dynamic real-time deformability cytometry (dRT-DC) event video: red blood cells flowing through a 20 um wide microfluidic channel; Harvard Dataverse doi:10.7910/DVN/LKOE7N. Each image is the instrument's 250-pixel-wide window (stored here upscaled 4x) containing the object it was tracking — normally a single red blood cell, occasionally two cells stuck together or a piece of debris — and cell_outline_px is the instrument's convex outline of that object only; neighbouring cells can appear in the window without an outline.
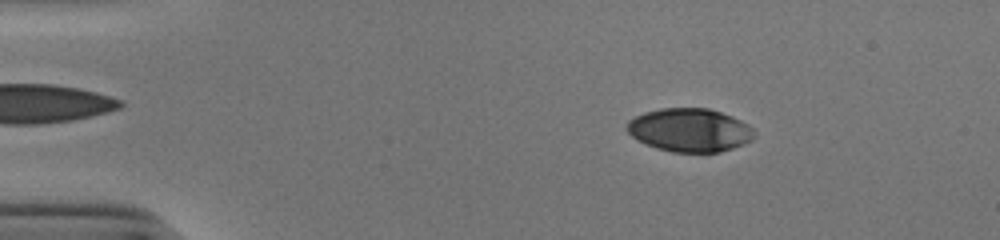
{"species": "human", "species_latin": "Homo sapiens", "temperature_condition": "cold", "stored_images_in_passage": 53, "camera_frame_rate_fps": 3000, "um_per_image_px": 0.085, "donor": {"sex": "male"}, "frame": {"image": 1, "passage_image": 9, "time_ms": 2.667, "image_size_px": [1000, 240], "cell_outline_px": [[752, 140], [744, 144], [720, 152], [672, 152], [656, 148], [644, 144], [636, 140], [624, 128], [628, 120], [644, 112], [660, 108], [708, 108], [732, 116], [740, 120], [752, 128]], "centroid_in_image_um": [58.56, 11.06], "position_along_channel_um": 26.4, "area_um2": 32.25}}
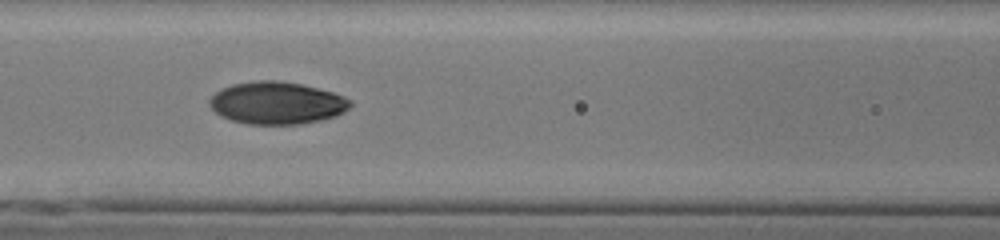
{"frame": {"image": 2, "passage_image": 24, "time_ms": 7.667, "image_size_px": [1000, 240], "cell_outline_px": [[352, 104], [344, 112], [336, 116], [320, 120], [300, 124], [248, 124], [232, 120], [220, 116], [208, 104], [208, 100], [216, 92], [232, 84], [260, 80], [276, 80], [300, 84], [332, 92], [344, 96], [352, 100]], "centroid_in_image_um": [23.54, 8.76], "position_along_channel_um": 143.1, "area_um2": 34.62}}
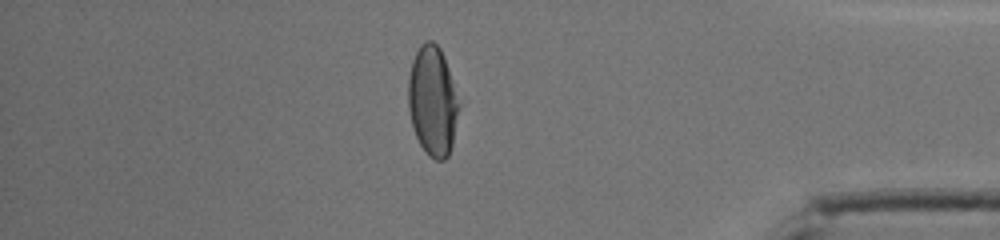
{"frame": {"image": 3, "passage_image": 46, "time_ms": 15.0, "image_size_px": [1000, 240], "cell_outline_px": [[460, 104], [452, 144], [448, 156], [444, 160], [436, 160], [428, 156], [420, 144], [416, 136], [412, 124], [408, 108], [408, 76], [412, 60], [420, 44], [424, 40], [432, 40], [440, 48], [444, 56]], "centroid_in_image_um": [36.76, 8.57], "position_along_channel_um": 398.4, "area_um2": 32.48}, "authors_computed_cell_mechanics": {"area_um2": 33.4662, "velocity_mm_per_s": 3.897, "shape_relaxation_time_tau1_ms": 5.6046, "shape_relaxation_time_tau2_ms": 1.6317, "deformation_change_tau1": 0.2285, "deformation_change_tau2": 0.0364}}